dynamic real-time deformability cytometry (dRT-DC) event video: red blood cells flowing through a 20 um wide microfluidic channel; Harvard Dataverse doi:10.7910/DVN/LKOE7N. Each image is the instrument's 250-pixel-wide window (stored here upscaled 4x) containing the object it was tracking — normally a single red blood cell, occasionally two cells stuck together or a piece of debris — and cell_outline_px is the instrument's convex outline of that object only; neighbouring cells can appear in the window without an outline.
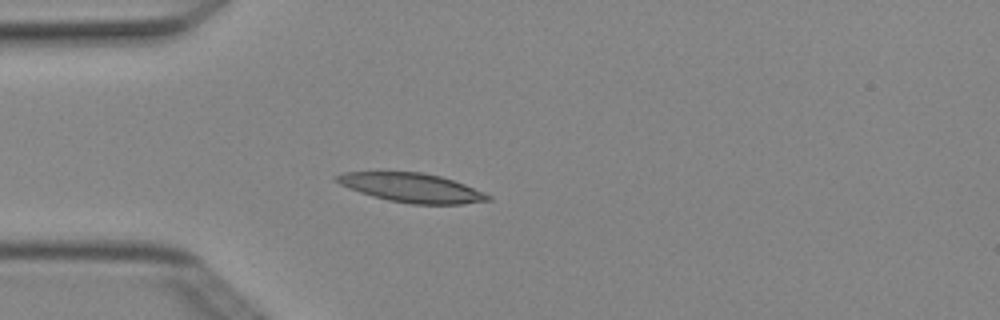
{"species": "Egyptian fruit bat (a non-hibernating species)", "species_latin": "Rousettus aegyptiacus", "temperature_condition": "cold", "stored_images_in_passage": 3, "camera_frame_rate_fps": 3000, "um_per_image_px": 0.085, "animal": {"sex": "female"}, "frame": {"image": 1, "passage_image": 3, "time_ms": 0.667, "image_size_px": [1000, 320], "cell_outline_px": [[492, 200], [464, 204], [412, 204], [388, 200], [372, 196], [348, 188], [340, 184], [336, 180], [336, 176], [344, 172], [420, 172], [440, 176], [464, 184], [484, 192], [492, 196]], "centroid_in_image_um": [35.03, 15.97], "position_along_channel_um": 50.0, "area_um2": 25.49}}